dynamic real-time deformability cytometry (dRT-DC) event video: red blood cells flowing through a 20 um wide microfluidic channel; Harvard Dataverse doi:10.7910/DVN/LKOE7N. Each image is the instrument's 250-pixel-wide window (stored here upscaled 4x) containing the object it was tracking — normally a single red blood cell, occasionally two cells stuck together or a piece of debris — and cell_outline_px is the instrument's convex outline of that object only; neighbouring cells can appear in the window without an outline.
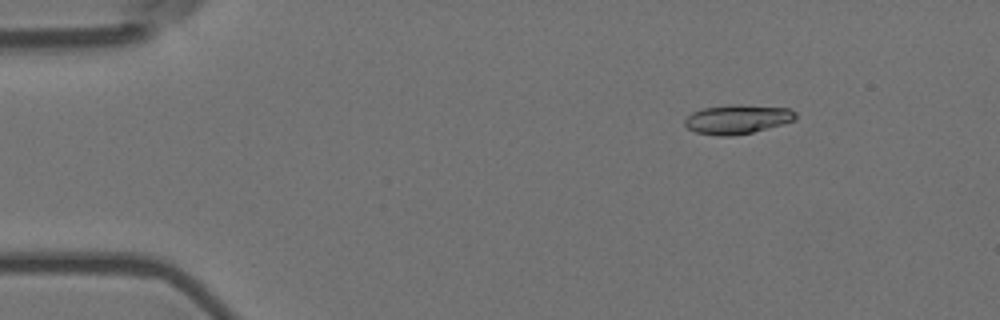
{"species": "Egyptian fruit bat (a non-hibernating species)", "species_latin": "Rousettus aegyptiacus", "temperature_condition": "room temperature", "stored_images_in_passage": 4, "camera_frame_rate_fps": 3000, "um_per_image_px": 0.085, "animal": {"sex": "female"}, "frame": {"image": 1, "passage_image": 1, "time_ms": 0.0, "image_size_px": [1000, 320], "cell_outline_px": [[796, 120], [752, 132], [732, 136], [720, 136], [696, 132], [688, 128], [684, 124], [684, 120], [692, 112], [704, 108], [732, 104], [740, 104], [788, 108], [796, 112]], "centroid_in_image_um": [62.68, 10.13], "position_along_channel_um": 22.3, "area_um2": 18.79}}
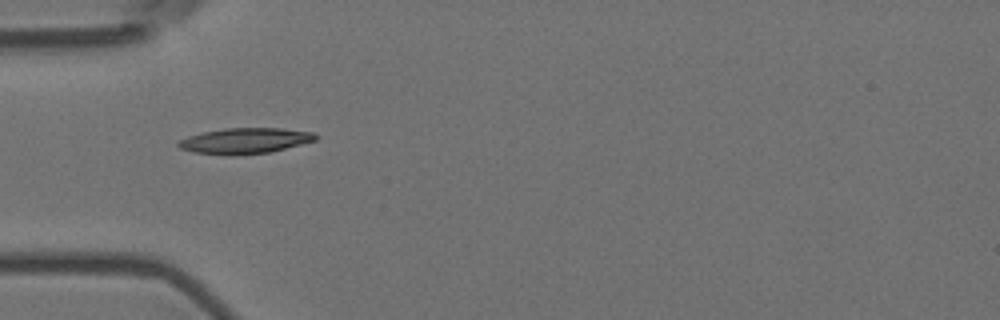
{"frame": {"image": 2, "passage_image": 4, "time_ms": 1.0, "image_size_px": [1000, 320], "cell_outline_px": [[320, 136], [316, 140], [268, 152], [236, 156], [232, 156], [192, 152], [180, 148], [176, 144], [180, 140], [188, 136], [204, 132], [228, 128], [280, 128], [316, 132]], "centroid_in_image_um": [20.84, 11.97], "position_along_channel_um": 64.2, "area_um2": 20.58}}